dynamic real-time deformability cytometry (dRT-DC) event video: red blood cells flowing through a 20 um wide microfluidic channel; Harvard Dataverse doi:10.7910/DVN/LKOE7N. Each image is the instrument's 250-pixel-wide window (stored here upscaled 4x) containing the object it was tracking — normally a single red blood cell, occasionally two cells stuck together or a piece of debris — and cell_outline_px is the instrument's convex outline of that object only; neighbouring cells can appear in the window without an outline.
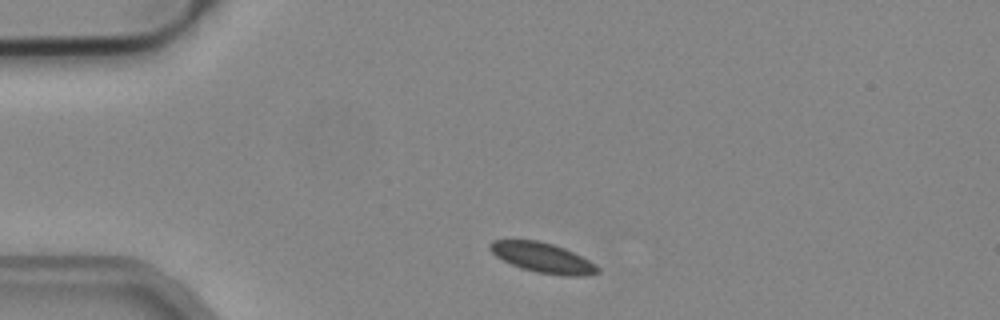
{"species": "common noctule bat (a hibernating species)", "species_latin": "Nyctalus noctula", "temperature_condition": "cold", "stored_images_in_passage": 42, "camera_frame_rate_fps": 3000, "um_per_image_px": 0.085, "animal": {"sex": "male", "body_mass_g": 19.2, "forearm_length_mm": 51.8}, "frame": {"image": 1, "passage_image": 1, "time_ms": 0.0, "image_size_px": [1000, 320], "cell_outline_px": [[600, 272], [580, 276], [564, 276], [536, 272], [520, 268], [496, 256], [488, 248], [488, 244], [492, 240], [536, 240], [552, 244], [564, 248], [596, 264], [600, 268]], "centroid_in_image_um": [46.11, 21.91], "position_along_channel_um": 38.9, "area_um2": 18.67}}
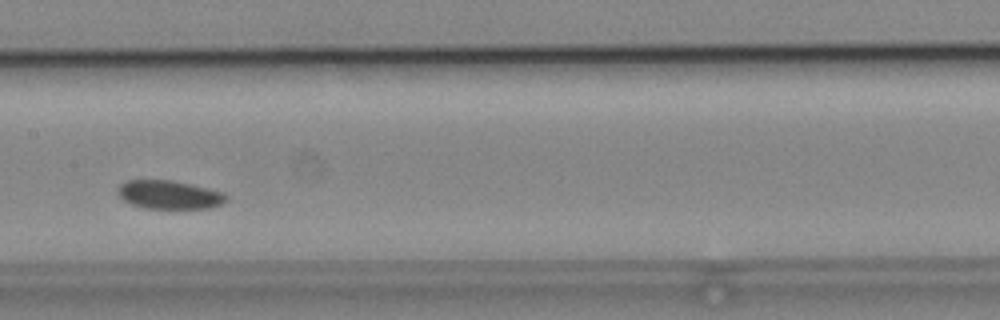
{"frame": {"image": 2, "passage_image": 16, "time_ms": 5.0, "image_size_px": [1000, 320], "cell_outline_px": [[228, 200], [212, 208], [144, 208], [132, 204], [124, 200], [116, 192], [120, 184], [128, 180], [172, 180], [220, 192], [228, 196]], "centroid_in_image_um": [14.35, 16.55], "position_along_channel_um": 193.0, "area_um2": 17.74}}
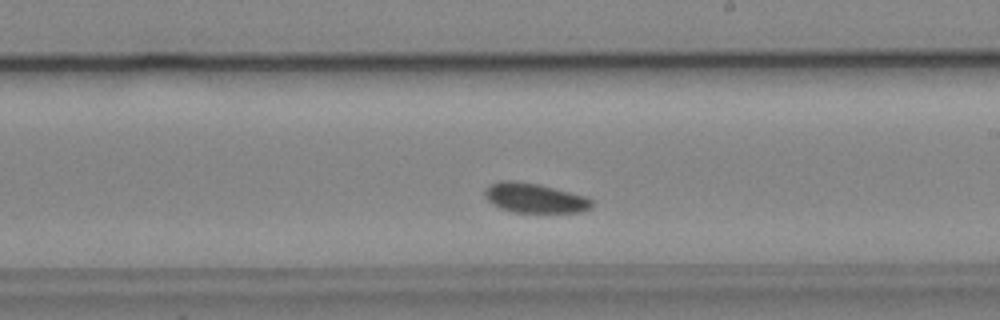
{"frame": {"image": 3, "passage_image": 20, "time_ms": 6.333, "image_size_px": [1000, 320], "cell_outline_px": [[592, 208], [584, 212], [512, 212], [500, 208], [492, 204], [488, 200], [484, 192], [492, 184], [500, 180], [516, 180], [540, 184], [584, 196], [592, 200]], "centroid_in_image_um": [45.46, 16.83], "position_along_channel_um": 243.5, "area_um2": 18.44}}